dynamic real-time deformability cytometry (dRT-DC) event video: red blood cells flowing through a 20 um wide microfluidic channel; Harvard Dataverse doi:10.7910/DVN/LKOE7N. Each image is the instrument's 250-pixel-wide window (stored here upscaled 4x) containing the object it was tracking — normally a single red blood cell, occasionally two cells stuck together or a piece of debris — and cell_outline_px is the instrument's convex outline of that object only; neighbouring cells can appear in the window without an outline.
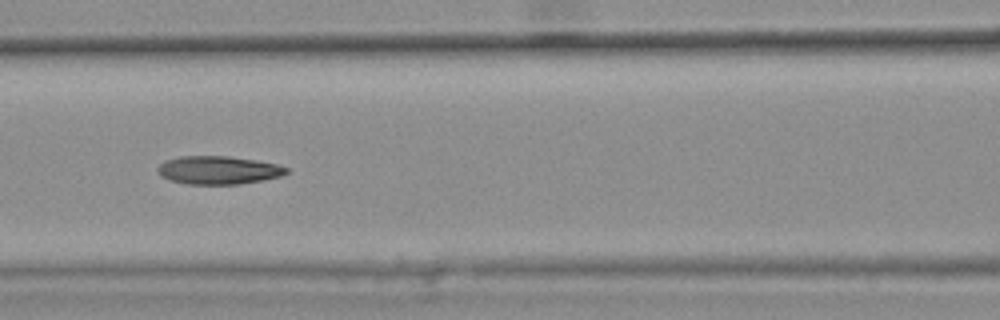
{"species": "common noctule bat (a hibernating species)", "species_latin": "Nyctalus noctula", "temperature_condition": "warm", "stored_images_in_passage": 9, "camera_frame_rate_fps": 3000, "um_per_image_px": 0.085, "animal": {"sex": "female", "body_mass_g": 25.1}, "frame": {"image": 1, "passage_image": 6, "time_ms": 1.667, "image_size_px": [1000, 320], "cell_outline_px": [[288, 172], [280, 176], [264, 180], [240, 184], [184, 184], [168, 180], [160, 176], [156, 168], [164, 160], [180, 156], [228, 156], [256, 160], [276, 164], [288, 168]], "centroid_in_image_um": [18.51, 14.46], "position_along_channel_um": 148.1, "area_um2": 21.33}}